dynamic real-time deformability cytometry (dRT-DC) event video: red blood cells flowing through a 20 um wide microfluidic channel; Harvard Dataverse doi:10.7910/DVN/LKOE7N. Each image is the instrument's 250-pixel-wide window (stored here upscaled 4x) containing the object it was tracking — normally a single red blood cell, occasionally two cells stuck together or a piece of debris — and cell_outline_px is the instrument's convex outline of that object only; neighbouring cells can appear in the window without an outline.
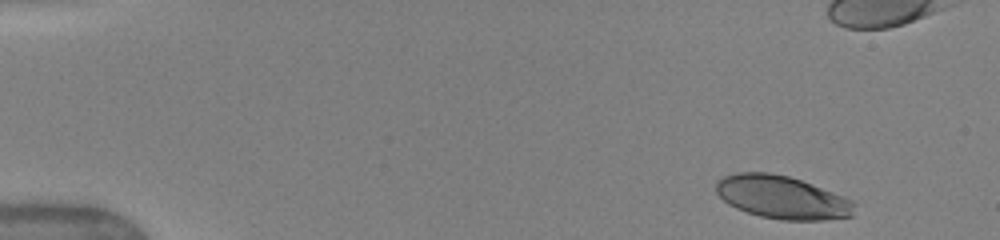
{"species": "human", "species_latin": "Homo sapiens", "temperature_condition": "warm", "stored_images_in_passage": 15, "camera_frame_rate_fps": 3000, "um_per_image_px": 0.085, "donor": {"sex": "female"}, "frame": {"image": 1, "passage_image": 1, "time_ms": 0.0, "image_size_px": [1000, 240], "cell_outline_px": [[856, 204], [852, 216], [824, 220], [784, 220], [760, 216], [736, 208], [728, 204], [716, 192], [716, 180], [724, 176], [736, 172], [768, 172], [788, 176], [812, 184], [844, 196], [852, 200]], "centroid_in_image_um": [66.48, 16.76], "position_along_channel_um": 18.5, "area_um2": 34.68}}